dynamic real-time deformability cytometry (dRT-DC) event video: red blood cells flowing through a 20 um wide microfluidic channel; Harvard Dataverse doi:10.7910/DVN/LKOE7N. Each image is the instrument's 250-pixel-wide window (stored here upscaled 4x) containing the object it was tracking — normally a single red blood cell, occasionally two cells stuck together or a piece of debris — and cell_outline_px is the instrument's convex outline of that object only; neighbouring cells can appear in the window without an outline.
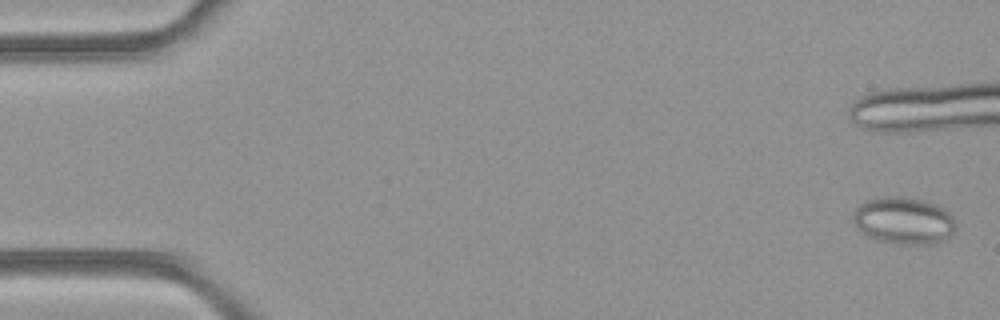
{"species": "common noctule bat (a hibernating species)", "species_latin": "Nyctalus noctula", "temperature_condition": "room temperature", "stored_images_in_passage": 12, "camera_frame_rate_fps": 3000, "um_per_image_px": 0.085, "animal": {"sex": "female", "body_mass_g": 21.9}, "frame": {"image": 1, "passage_image": 1, "time_ms": 0.0, "image_size_px": [1000, 320], "cell_outline_px": [[956, 228], [948, 236], [940, 240], [928, 244], [908, 244], [880, 240], [868, 236], [856, 228], [852, 220], [852, 212], [860, 204], [868, 200], [884, 196], [900, 196], [924, 200], [936, 204], [948, 212], [956, 220]], "centroid_in_image_um": [76.79, 18.72], "position_along_channel_um": 8.2, "area_um2": 27.98}}